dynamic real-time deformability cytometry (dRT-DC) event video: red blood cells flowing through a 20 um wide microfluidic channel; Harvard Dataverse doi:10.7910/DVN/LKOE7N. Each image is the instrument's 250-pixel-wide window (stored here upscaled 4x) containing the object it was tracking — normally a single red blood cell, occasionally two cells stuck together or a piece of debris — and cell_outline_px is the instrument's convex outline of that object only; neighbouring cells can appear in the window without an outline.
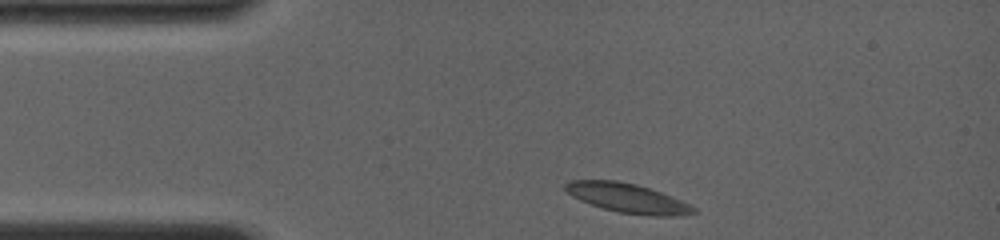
{"species": "common noctule bat (a hibernating species)", "species_latin": "Nyctalus noctula", "temperature_condition": "room temperature", "stored_images_in_passage": 7, "camera_frame_rate_fps": 4000, "um_per_image_px": 0.085, "animal": {"sex": "female", "body_mass_g": 19.0, "forearm_length_mm": 56.7}, "frame": {"image": 1, "passage_image": 1, "time_ms": 0.0, "image_size_px": [1000, 240], "cell_outline_px": [[696, 212], [676, 216], [652, 216], [620, 212], [604, 208], [580, 200], [572, 196], [564, 188], [564, 184], [568, 180], [616, 180], [636, 184], [660, 192], [692, 204], [696, 208]], "centroid_in_image_um": [53.35, 16.83], "position_along_channel_um": 31.6, "area_um2": 21.73}}
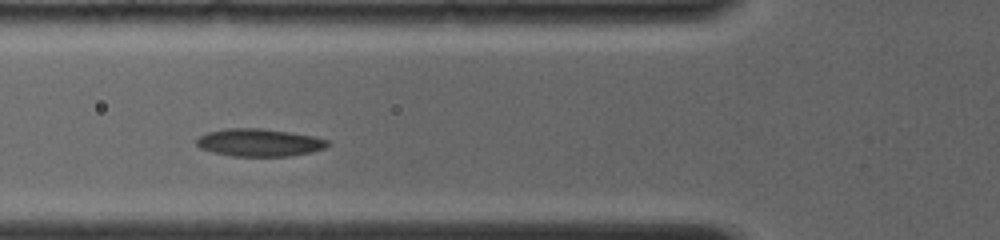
{"frame": {"image": 2, "passage_image": 6, "time_ms": 2.75, "image_size_px": [1000, 240], "cell_outline_px": [[332, 144], [324, 148], [312, 152], [288, 156], [232, 156], [212, 152], [200, 148], [196, 144], [196, 140], [200, 136], [208, 132], [224, 128], [260, 128], [288, 132], [312, 136], [328, 140]], "centroid_in_image_um": [22.03, 12.12], "position_along_channel_um": 103.8, "area_um2": 21.1}}
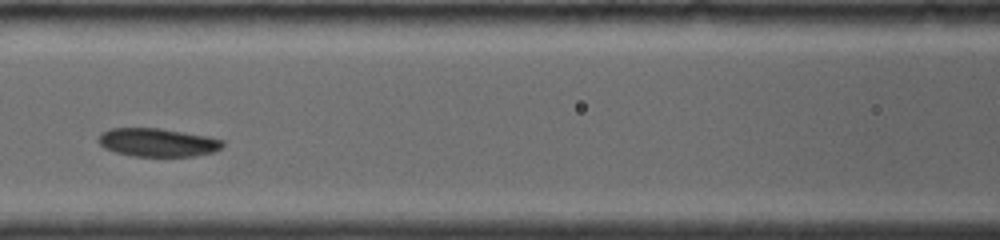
{"frame": {"image": 3, "passage_image": 7, "time_ms": 4.0, "image_size_px": [1000, 240], "cell_outline_px": [[224, 144], [220, 148], [212, 152], [192, 156], [132, 156], [116, 152], [104, 148], [96, 140], [100, 132], [108, 128], [160, 128], [208, 136], [224, 140]], "centroid_in_image_um": [13.34, 12.09], "position_along_channel_um": 153.3, "area_um2": 20.63}}